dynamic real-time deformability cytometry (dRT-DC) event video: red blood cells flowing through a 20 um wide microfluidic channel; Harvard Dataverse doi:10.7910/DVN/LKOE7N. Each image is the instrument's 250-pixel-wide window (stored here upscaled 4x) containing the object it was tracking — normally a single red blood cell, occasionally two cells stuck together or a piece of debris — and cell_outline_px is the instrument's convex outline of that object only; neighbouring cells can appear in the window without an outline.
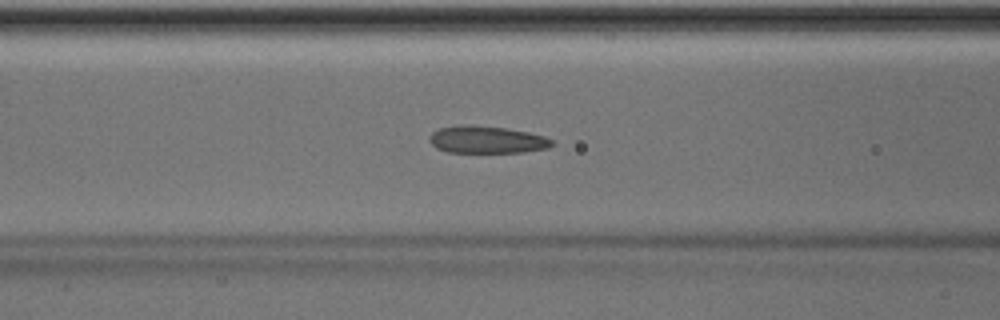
{"species": "Egyptian fruit bat (a non-hibernating species)", "species_latin": "Rousettus aegyptiacus", "temperature_condition": "room temperature", "stored_images_in_passage": 49, "camera_frame_rate_fps": 3000, "um_per_image_px": 0.085, "animal": {"sex": "male"}, "frame": {"image": 1, "passage_image": 19, "time_ms": 6.0, "image_size_px": [1000, 320], "cell_outline_px": [[556, 144], [548, 148], [524, 152], [448, 152], [436, 148], [428, 140], [428, 136], [432, 132], [440, 128], [460, 124], [468, 124], [504, 128], [528, 132], [544, 136], [552, 140]], "centroid_in_image_um": [41.36, 11.87], "position_along_channel_um": 125.2, "area_um2": 19.59}}
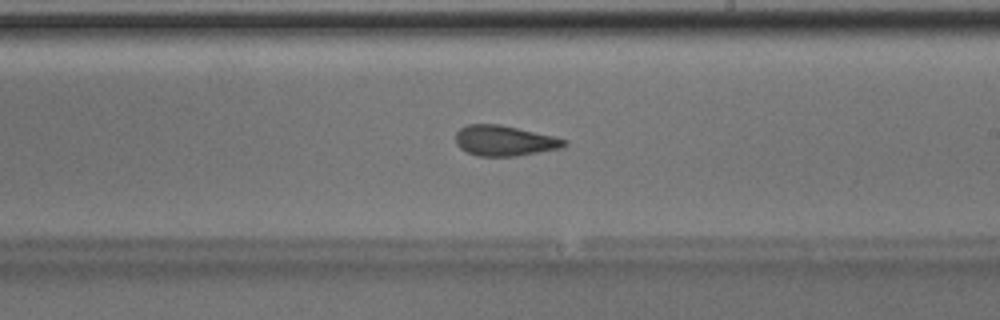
{"frame": {"image": 2, "passage_image": 28, "time_ms": 9.0, "image_size_px": [1000, 320], "cell_outline_px": [[568, 144], [560, 148], [516, 156], [476, 156], [460, 148], [456, 144], [456, 132], [460, 128], [468, 124], [500, 124], [552, 136], [568, 140]], "centroid_in_image_um": [42.86, 11.96], "position_along_channel_um": 246.1, "area_um2": 19.13}}
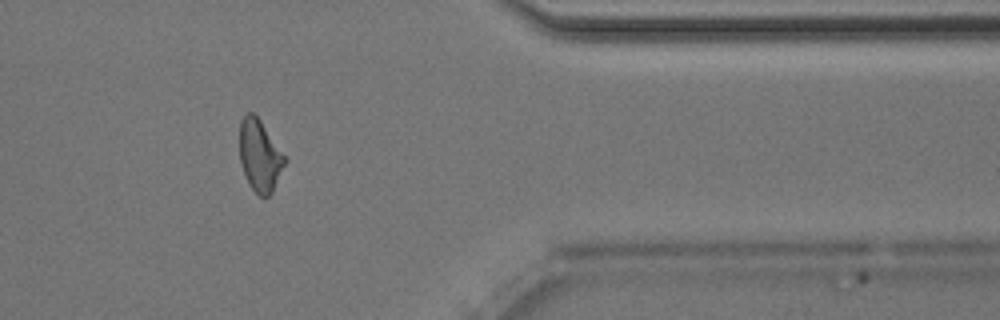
{"frame": {"image": 3, "passage_image": 40, "time_ms": 13.0, "image_size_px": [1000, 320], "cell_outline_px": [[288, 160], [272, 192], [264, 200], [248, 184], [240, 160], [240, 120], [248, 112], [252, 112], [260, 120]], "centroid_in_image_um": [22.1, 13.26], "position_along_channel_um": 389.3, "area_um2": 18.84}, "authors_computed_cell_mechanics": {"area_um2": 19.7676, "velocity_mm_per_s": 4.0379, "shape_relaxation_time_tau1_ms": 4.1771, "shape_relaxation_time_tau2_ms": 1.6827, "deformation_change_tau1": 0.1572, "deformation_change_tau2": 0.1074}}